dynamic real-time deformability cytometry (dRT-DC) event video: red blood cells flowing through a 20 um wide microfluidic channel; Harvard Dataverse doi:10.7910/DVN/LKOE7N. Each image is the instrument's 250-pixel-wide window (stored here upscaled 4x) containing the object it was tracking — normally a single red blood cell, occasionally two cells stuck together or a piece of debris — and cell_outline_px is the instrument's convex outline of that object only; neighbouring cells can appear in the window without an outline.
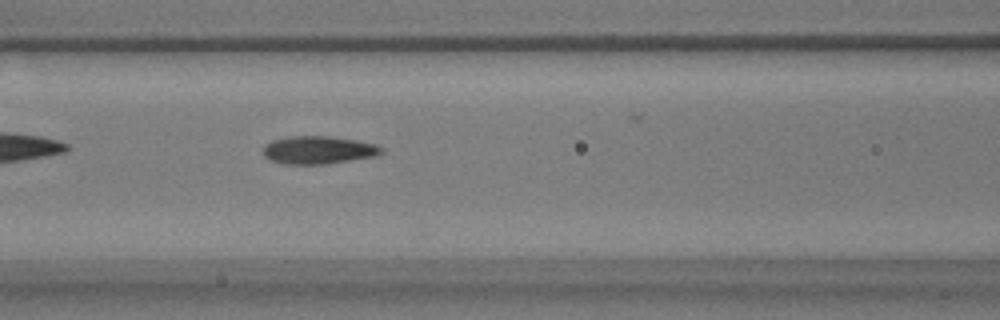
{"species": "common noctule bat (a hibernating species)", "species_latin": "Nyctalus noctula", "temperature_condition": "warm", "stored_images_in_passage": 28, "camera_frame_rate_fps": 3000, "um_per_image_px": 0.085, "animal": {"sex": "male", "body_mass_g": 17.9}, "frame": {"image": 1, "passage_image": 7, "time_ms": 2.0, "image_size_px": [1000, 320], "cell_outline_px": [[384, 152], [376, 156], [324, 164], [288, 164], [272, 160], [264, 156], [264, 144], [272, 140], [288, 136], [328, 136], [356, 140], [376, 144], [384, 148]], "centroid_in_image_um": [27.08, 12.74], "position_along_channel_um": 139.5, "area_um2": 19.19}}
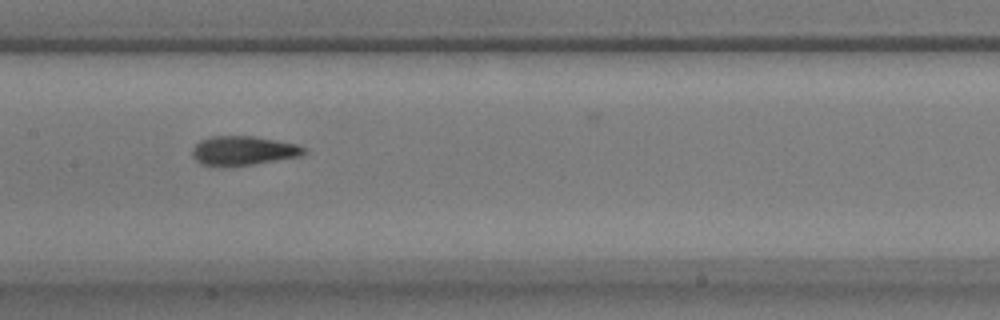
{"frame": {"image": 2, "passage_image": 11, "time_ms": 3.333, "image_size_px": [1000, 320], "cell_outline_px": [[308, 152], [304, 156], [252, 164], [200, 164], [192, 156], [192, 148], [200, 140], [212, 136], [256, 136], [296, 144], [308, 148]], "centroid_in_image_um": [20.76, 12.77], "position_along_channel_um": 186.6, "area_um2": 18.79}}
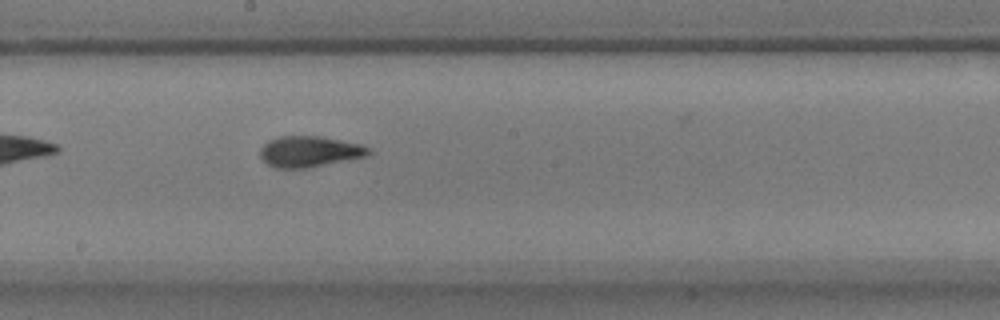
{"frame": {"image": 3, "passage_image": 14, "time_ms": 4.333, "image_size_px": [1000, 320], "cell_outline_px": [[372, 152], [368, 156], [308, 168], [272, 168], [260, 156], [260, 148], [268, 140], [280, 136], [320, 136], [360, 144], [372, 148]], "centroid_in_image_um": [26.32, 12.88], "position_along_channel_um": 221.9, "area_um2": 19.71}}